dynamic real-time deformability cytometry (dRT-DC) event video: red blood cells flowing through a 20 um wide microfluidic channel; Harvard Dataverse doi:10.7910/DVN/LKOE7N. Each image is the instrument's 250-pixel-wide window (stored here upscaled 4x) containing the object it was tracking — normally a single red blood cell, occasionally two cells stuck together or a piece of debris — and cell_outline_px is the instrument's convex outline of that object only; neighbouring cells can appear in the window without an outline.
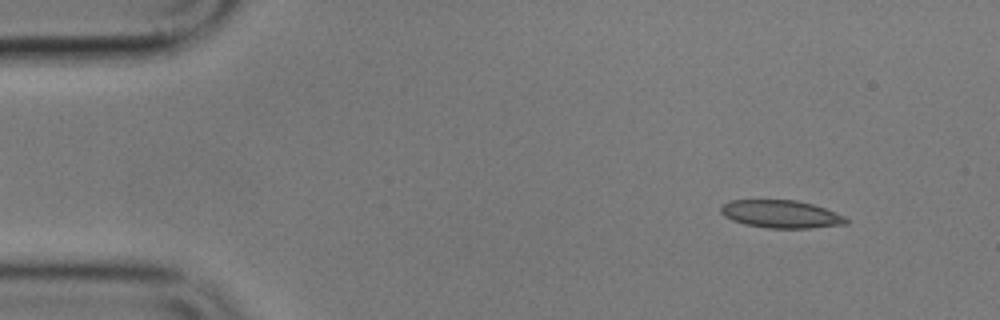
{"species": "common noctule bat (a hibernating species)", "species_latin": "Nyctalus noctula", "temperature_condition": "cold", "stored_images_in_passage": 4, "camera_frame_rate_fps": 3000, "um_per_image_px": 0.085, "animal": {"sex": "male", "body_mass_g": 17.9}, "frame": {"image": 1, "passage_image": 1, "time_ms": 0.0, "image_size_px": [1000, 320], "cell_outline_px": [[848, 224], [808, 228], [768, 228], [744, 224], [732, 220], [724, 216], [720, 212], [720, 208], [728, 200], [796, 200], [812, 204], [824, 208], [844, 216], [848, 220]], "centroid_in_image_um": [66.36, 18.2], "position_along_channel_um": 18.6, "area_um2": 20.23}}
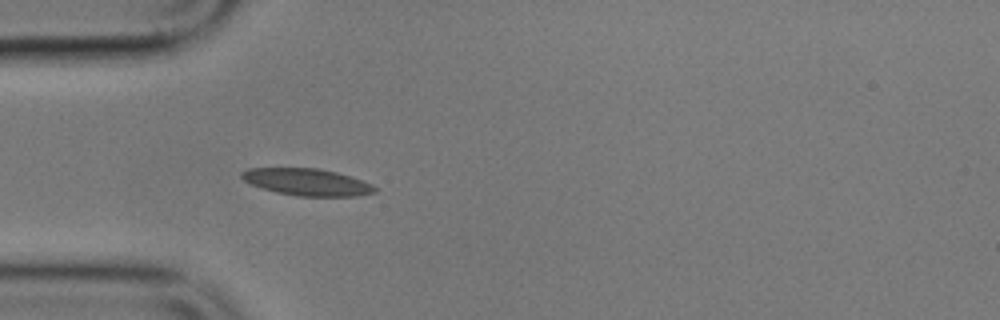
{"frame": {"image": 2, "passage_image": 4, "time_ms": 3.667, "image_size_px": [1000, 320], "cell_outline_px": [[376, 192], [356, 196], [296, 196], [276, 192], [260, 188], [244, 180], [240, 176], [240, 172], [248, 168], [316, 168], [336, 172], [372, 184], [376, 188]], "centroid_in_image_um": [26.05, 15.48], "position_along_channel_um": 58.9, "area_um2": 20.81}}